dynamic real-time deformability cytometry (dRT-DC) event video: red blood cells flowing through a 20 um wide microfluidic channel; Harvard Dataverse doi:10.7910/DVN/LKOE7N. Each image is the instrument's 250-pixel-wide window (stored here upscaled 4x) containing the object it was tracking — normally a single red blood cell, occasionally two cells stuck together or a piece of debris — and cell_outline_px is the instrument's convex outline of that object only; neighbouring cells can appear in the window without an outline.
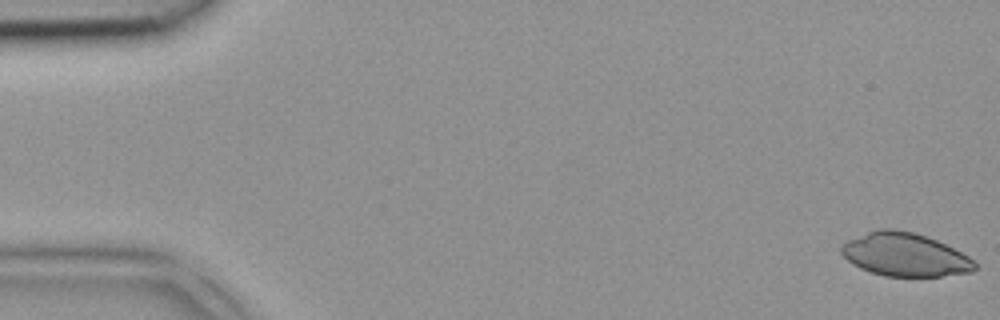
{"species": "common noctule bat (a hibernating species)", "species_latin": "Nyctalus noctula", "temperature_condition": "room temperature", "stored_images_in_passage": 4, "camera_frame_rate_fps": 3000, "um_per_image_px": 0.085, "animal": {"sex": "female", "body_mass_g": 18.4}, "frame": {"image": 1, "passage_image": 1, "time_ms": 0.0, "image_size_px": [1000, 320], "cell_outline_px": [[976, 268], [972, 272], [940, 276], [884, 276], [860, 268], [852, 264], [840, 252], [840, 248], [848, 240], [868, 232], [880, 228], [892, 228], [912, 232], [936, 240], [968, 256], [976, 264]], "centroid_in_image_um": [76.9, 21.65], "position_along_channel_um": 8.1, "area_um2": 33.29}}